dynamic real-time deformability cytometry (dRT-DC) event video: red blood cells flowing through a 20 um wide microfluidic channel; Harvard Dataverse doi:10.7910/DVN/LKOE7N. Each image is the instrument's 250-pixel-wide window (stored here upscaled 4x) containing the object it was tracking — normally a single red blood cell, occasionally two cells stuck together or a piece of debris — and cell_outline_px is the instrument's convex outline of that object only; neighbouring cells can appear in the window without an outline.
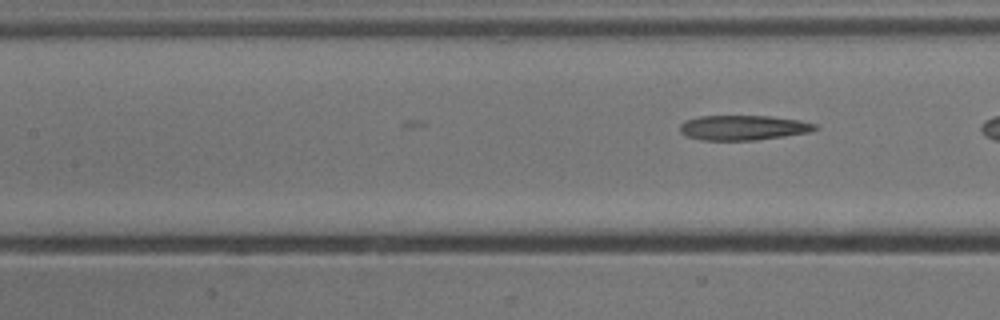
{"species": "common noctule bat (a hibernating species)", "species_latin": "Nyctalus noctula", "temperature_condition": "cold", "stored_images_in_passage": 8, "camera_frame_rate_fps": 3000, "um_per_image_px": 0.085, "animal": {"sex": "male", "body_mass_g": 13.3}, "frame": {"image": 1, "passage_image": 8, "time_ms": 2.333, "image_size_px": [1000, 320], "cell_outline_px": [[820, 128], [812, 132], [756, 140], [704, 140], [688, 136], [680, 132], [680, 124], [684, 120], [700, 116], [772, 116], [800, 120], [816, 124]], "centroid_in_image_um": [63.22, 10.84], "position_along_channel_um": 144.2, "area_um2": 19.71}}